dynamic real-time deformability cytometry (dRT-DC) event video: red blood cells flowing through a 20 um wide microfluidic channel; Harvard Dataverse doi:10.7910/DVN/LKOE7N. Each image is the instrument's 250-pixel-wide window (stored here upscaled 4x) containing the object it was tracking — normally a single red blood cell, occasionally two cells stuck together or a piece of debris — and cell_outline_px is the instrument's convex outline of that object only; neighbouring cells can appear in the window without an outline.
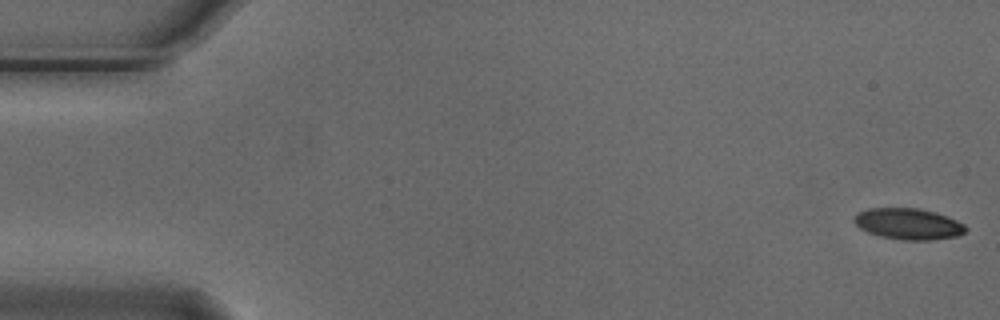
{"species": "Egyptian fruit bat (a non-hibernating species)", "species_latin": "Rousettus aegyptiacus", "temperature_condition": "cold", "stored_images_in_passage": 7, "camera_frame_rate_fps": 3000, "um_per_image_px": 0.085, "animal": {"sex": "male"}, "frame": {"image": 1, "passage_image": 1, "time_ms": 0.0, "image_size_px": [1000, 320], "cell_outline_px": [[968, 228], [964, 232], [956, 236], [932, 240], [904, 240], [880, 236], [868, 232], [860, 228], [852, 220], [860, 212], [868, 208], [916, 208], [936, 212], [956, 220], [964, 224]], "centroid_in_image_um": [77.22, 19.03], "position_along_channel_um": 7.8, "area_um2": 20.11}}
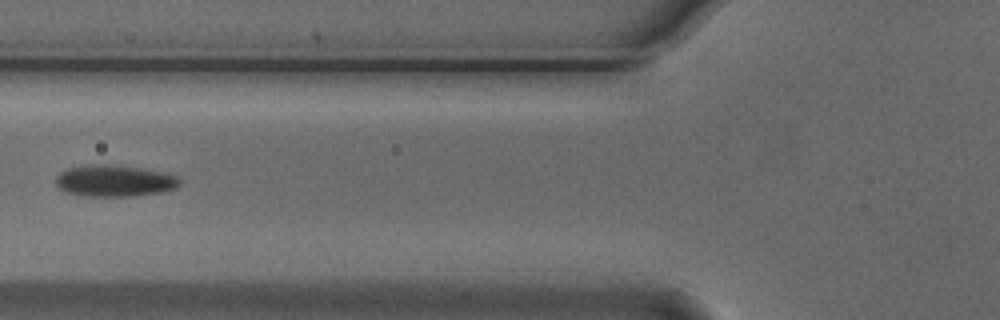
{"frame": {"image": 2, "passage_image": 6, "time_ms": 1.667, "image_size_px": [1000, 320], "cell_outline_px": [[180, 184], [176, 188], [160, 192], [132, 196], [88, 196], [68, 192], [56, 188], [56, 176], [60, 172], [68, 168], [88, 164], [108, 164], [140, 168], [168, 172], [176, 176], [180, 180]], "centroid_in_image_um": [9.73, 15.36], "position_along_channel_um": 116.1, "area_um2": 22.89}}
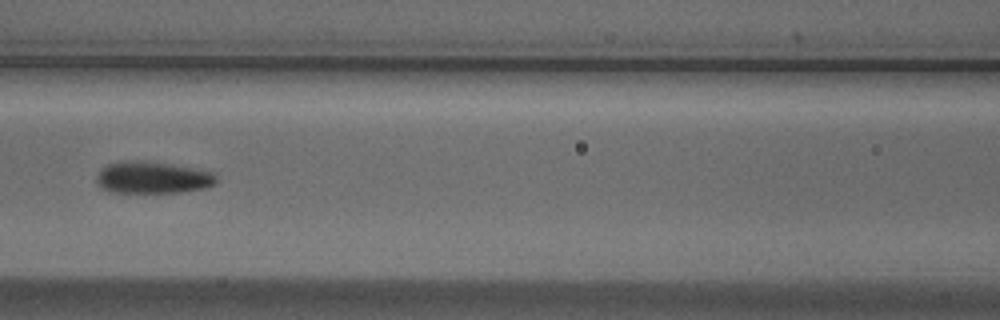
{"frame": {"image": 3, "passage_image": 7, "time_ms": 2.0, "image_size_px": [1000, 320], "cell_outline_px": [[216, 184], [204, 188], [184, 192], [108, 192], [100, 188], [96, 184], [96, 176], [100, 168], [108, 164], [132, 160], [144, 160], [172, 164], [216, 172]], "centroid_in_image_um": [12.96, 15.09], "position_along_channel_um": 153.6, "area_um2": 22.66}}